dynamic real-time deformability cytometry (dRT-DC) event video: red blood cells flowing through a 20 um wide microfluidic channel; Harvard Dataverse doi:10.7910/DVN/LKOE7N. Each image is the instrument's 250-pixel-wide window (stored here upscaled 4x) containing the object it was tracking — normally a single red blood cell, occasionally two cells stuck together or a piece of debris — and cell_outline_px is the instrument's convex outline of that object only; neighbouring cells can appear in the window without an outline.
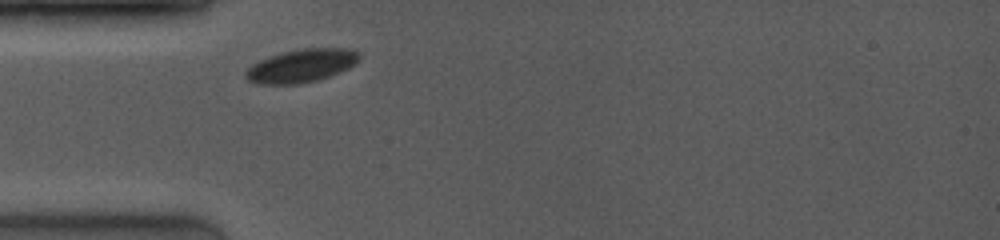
{"species": "common noctule bat (a hibernating species)", "species_latin": "Nyctalus noctula", "temperature_condition": "room temperature", "stored_images_in_passage": 1, "camera_frame_rate_fps": 4000, "um_per_image_px": 0.085, "animal": {"sex": "female", "body_mass_g": 19.0, "forearm_length_mm": 53.3}, "frame": {"image": 1, "passage_image": 1, "time_ms": 0.0, "image_size_px": [1000, 240], "cell_outline_px": [[360, 60], [356, 64], [340, 72], [316, 80], [296, 84], [256, 84], [248, 80], [244, 76], [244, 72], [252, 64], [260, 60], [284, 52], [300, 48], [348, 48], [360, 52]], "centroid_in_image_um": [25.63, 5.58], "position_along_channel_um": 59.4, "area_um2": 21.96}}